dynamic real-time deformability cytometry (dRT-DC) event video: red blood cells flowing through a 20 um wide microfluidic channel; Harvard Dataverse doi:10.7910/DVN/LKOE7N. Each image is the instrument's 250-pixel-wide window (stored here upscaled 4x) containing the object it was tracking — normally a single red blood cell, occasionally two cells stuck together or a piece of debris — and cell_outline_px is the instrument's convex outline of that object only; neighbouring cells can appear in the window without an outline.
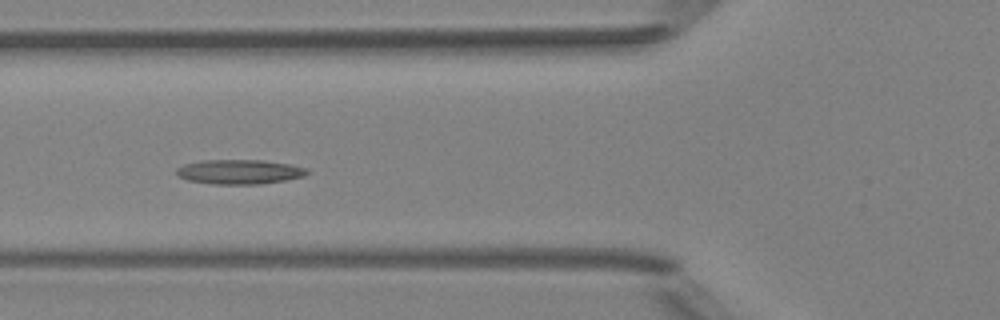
{"species": "Egyptian fruit bat (a non-hibernating species)", "species_latin": "Rousettus aegyptiacus", "temperature_condition": "room temperature", "stored_images_in_passage": 6, "camera_frame_rate_fps": 3000, "um_per_image_px": 0.085, "animal": {"sex": "female"}, "frame": {"image": 1, "passage_image": 4, "time_ms": 3.333, "image_size_px": [1000, 320], "cell_outline_px": [[308, 172], [304, 176], [284, 180], [260, 184], [212, 184], [188, 180], [180, 176], [176, 172], [176, 168], [184, 164], [200, 160], [264, 160], [292, 164], [308, 168]], "centroid_in_image_um": [20.37, 14.59], "position_along_channel_um": 105.4, "area_um2": 18.73}}
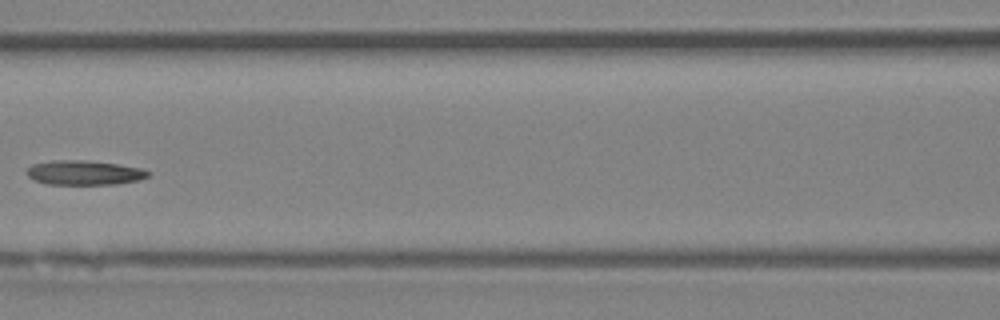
{"frame": {"image": 2, "passage_image": 5, "time_ms": 4.667, "image_size_px": [1000, 320], "cell_outline_px": [[152, 172], [148, 176], [140, 180], [116, 184], [48, 184], [32, 180], [28, 176], [28, 168], [32, 164], [52, 160], [84, 160], [116, 164], [144, 168]], "centroid_in_image_um": [7.19, 14.68], "position_along_channel_um": 159.4, "area_um2": 17.4}}
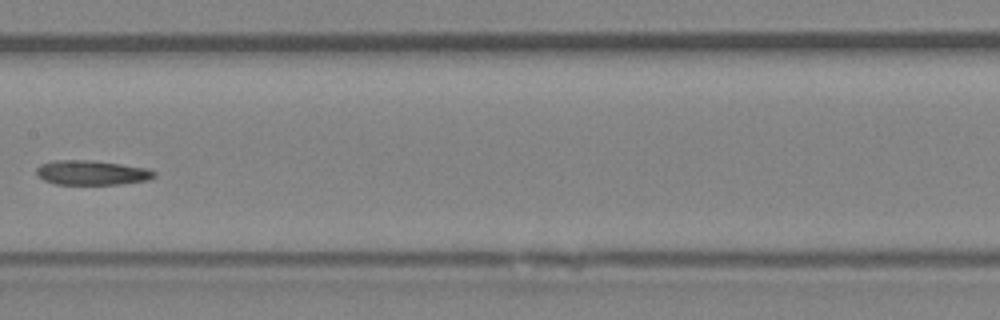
{"frame": {"image": 3, "passage_image": 6, "time_ms": 5.667, "image_size_px": [1000, 320], "cell_outline_px": [[156, 176], [148, 180], [120, 184], [56, 184], [44, 180], [36, 176], [36, 168], [40, 164], [56, 160], [88, 160], [120, 164], [148, 168], [156, 172]], "centroid_in_image_um": [7.79, 14.68], "position_along_channel_um": 199.6, "area_um2": 16.88}}